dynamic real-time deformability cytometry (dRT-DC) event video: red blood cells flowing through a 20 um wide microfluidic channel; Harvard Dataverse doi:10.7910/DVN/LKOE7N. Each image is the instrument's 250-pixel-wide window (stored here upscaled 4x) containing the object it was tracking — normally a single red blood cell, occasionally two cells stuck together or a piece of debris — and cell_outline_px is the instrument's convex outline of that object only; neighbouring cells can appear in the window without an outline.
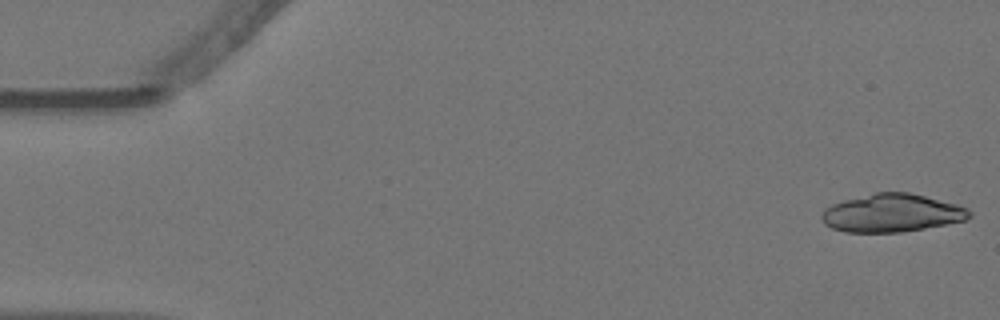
{"species": "Egyptian fruit bat (a non-hibernating species)", "species_latin": "Rousettus aegyptiacus", "temperature_condition": "warm", "stored_images_in_passage": 18, "camera_frame_rate_fps": 3000, "um_per_image_px": 0.085, "animal": {"sex": "female"}, "frame": {"image": 1, "passage_image": 1, "time_ms": 0.0, "image_size_px": [1000, 320], "cell_outline_px": [[972, 216], [964, 220], [924, 228], [900, 232], [844, 232], [832, 228], [824, 224], [820, 216], [824, 208], [832, 204], [844, 200], [876, 192], [908, 192], [956, 204], [968, 208], [972, 212]], "centroid_in_image_um": [75.77, 18.11], "position_along_channel_um": 9.2, "area_um2": 32.6}}